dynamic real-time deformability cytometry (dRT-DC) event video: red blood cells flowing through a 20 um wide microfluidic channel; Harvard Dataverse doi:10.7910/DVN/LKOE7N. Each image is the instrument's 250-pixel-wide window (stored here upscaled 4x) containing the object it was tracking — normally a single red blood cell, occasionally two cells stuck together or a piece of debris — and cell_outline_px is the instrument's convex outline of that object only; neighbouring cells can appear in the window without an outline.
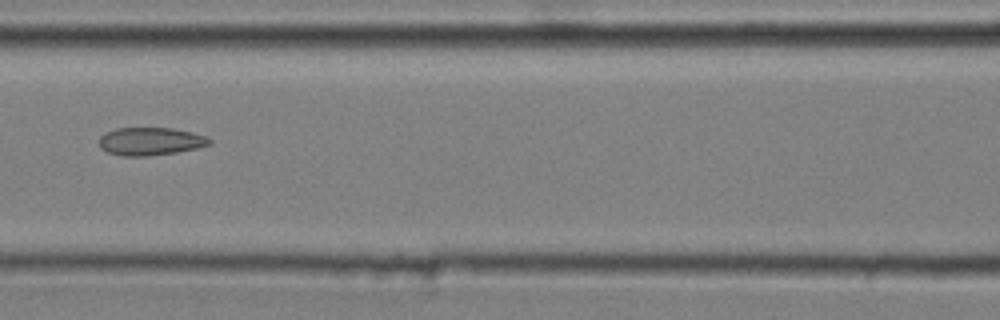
{"species": "common noctule bat (a hibernating species)", "species_latin": "Nyctalus noctula", "temperature_condition": "cold", "stored_images_in_passage": 10, "camera_frame_rate_fps": 3000, "um_per_image_px": 0.085, "animal": {"sex": "male", "body_mass_g": 20.4}, "frame": {"image": 1, "passage_image": 4, "time_ms": 1.0, "image_size_px": [1000, 320], "cell_outline_px": [[212, 144], [196, 148], [176, 152], [148, 156], [120, 156], [108, 152], [100, 148], [100, 136], [104, 132], [116, 128], [172, 128], [192, 132], [208, 136], [212, 140]], "centroid_in_image_um": [12.79, 12.01], "position_along_channel_um": 153.8, "area_um2": 18.09}}
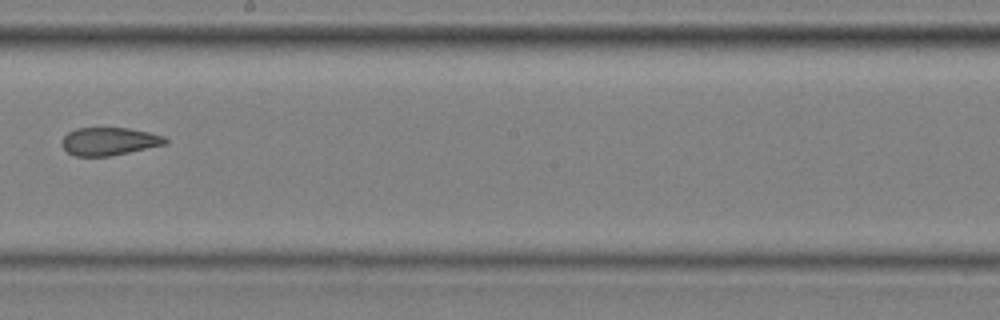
{"frame": {"image": 2, "passage_image": 6, "time_ms": 1.667, "image_size_px": [1000, 320], "cell_outline_px": [[168, 144], [108, 156], [76, 156], [68, 152], [60, 144], [60, 140], [68, 132], [76, 128], [128, 128], [148, 132], [164, 136], [168, 140]], "centroid_in_image_um": [9.26, 12.01], "position_along_channel_um": 238.9, "area_um2": 16.82}}
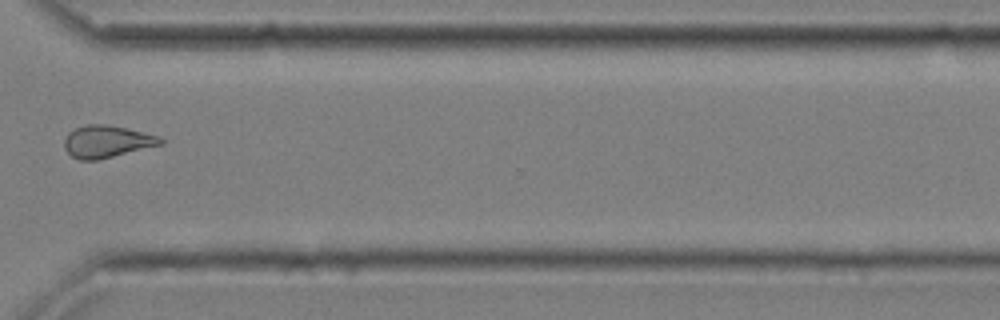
{"frame": {"image": 3, "passage_image": 9, "time_ms": 2.667, "image_size_px": [1000, 320], "cell_outline_px": [[164, 144], [96, 160], [80, 160], [72, 156], [64, 148], [64, 140], [68, 132], [76, 128], [88, 124], [108, 124], [160, 136], [164, 140]], "centroid_in_image_um": [9.08, 12.02], "position_along_channel_um": 361.5, "area_um2": 17.98}}